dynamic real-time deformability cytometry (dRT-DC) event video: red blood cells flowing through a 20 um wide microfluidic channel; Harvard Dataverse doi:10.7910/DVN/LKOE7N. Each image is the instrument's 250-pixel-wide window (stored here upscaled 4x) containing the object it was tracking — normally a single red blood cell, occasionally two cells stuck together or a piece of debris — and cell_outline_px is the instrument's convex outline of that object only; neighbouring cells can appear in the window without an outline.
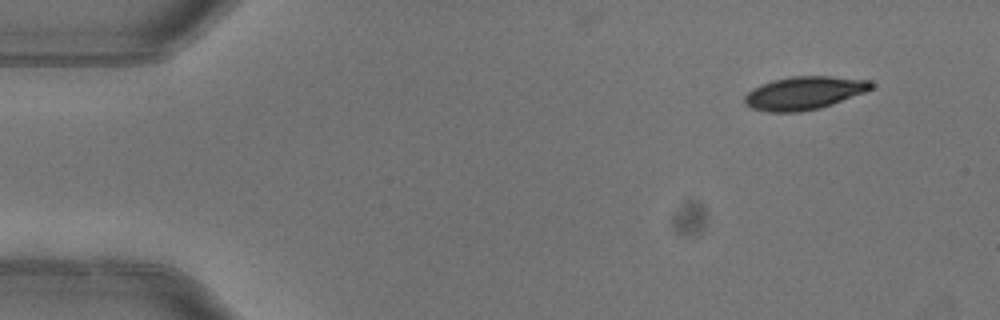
{"species": "common noctule bat (a hibernating species)", "species_latin": "Nyctalus noctula", "temperature_condition": "warm", "stored_images_in_passage": 3, "camera_frame_rate_fps": 3000, "um_per_image_px": 0.085, "animal": {"sex": "female"}, "frame": {"image": 1, "passage_image": 1, "time_ms": 0.0, "image_size_px": [1000, 320], "cell_outline_px": [[872, 88], [864, 92], [832, 104], [820, 108], [800, 112], [768, 112], [752, 108], [744, 104], [744, 96], [752, 88], [760, 84], [772, 80], [792, 76], [832, 76], [872, 80]], "centroid_in_image_um": [68.32, 7.9], "position_along_channel_um": 16.7, "area_um2": 24.51}}